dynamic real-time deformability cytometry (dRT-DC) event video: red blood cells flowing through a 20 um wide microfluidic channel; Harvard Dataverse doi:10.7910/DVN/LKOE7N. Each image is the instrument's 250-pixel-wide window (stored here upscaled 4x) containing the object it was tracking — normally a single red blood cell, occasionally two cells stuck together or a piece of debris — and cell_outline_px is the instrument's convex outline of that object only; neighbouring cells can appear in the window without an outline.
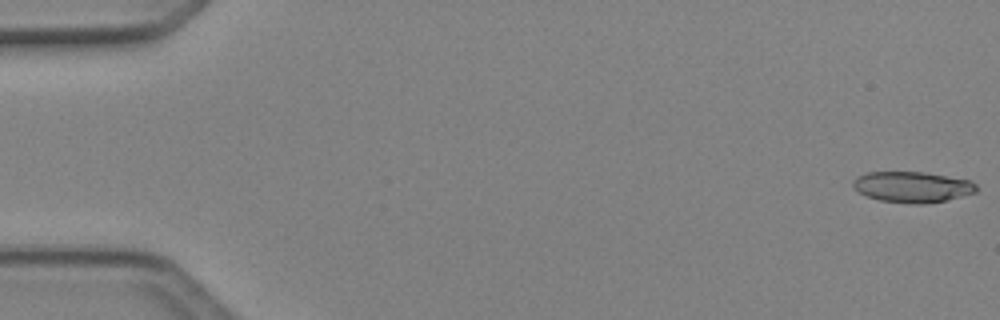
{"species": "Egyptian fruit bat (a non-hibernating species)", "species_latin": "Rousettus aegyptiacus", "temperature_condition": "cold", "stored_images_in_passage": 4, "camera_frame_rate_fps": 3000, "um_per_image_px": 0.085, "animal": {"sex": "female"}, "frame": {"image": 1, "passage_image": 1, "time_ms": 0.0, "image_size_px": [1000, 320], "cell_outline_px": [[976, 192], [948, 200], [924, 204], [908, 204], [880, 200], [868, 196], [852, 188], [852, 180], [856, 176], [868, 172], [924, 172], [972, 180], [976, 184]], "centroid_in_image_um": [77.54, 15.89], "position_along_channel_um": 7.5, "area_um2": 22.37}}
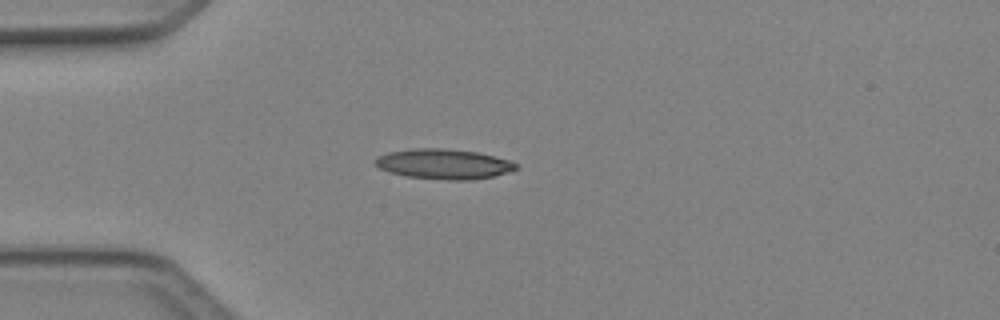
{"frame": {"image": 2, "passage_image": 4, "time_ms": 1.0, "image_size_px": [1000, 320], "cell_outline_px": [[516, 168], [508, 172], [492, 176], [472, 180], [448, 180], [404, 176], [388, 172], [380, 168], [372, 160], [388, 152], [412, 148], [444, 148], [476, 152], [512, 160], [516, 164]], "centroid_in_image_um": [37.69, 13.94], "position_along_channel_um": 47.3, "area_um2": 24.68}}